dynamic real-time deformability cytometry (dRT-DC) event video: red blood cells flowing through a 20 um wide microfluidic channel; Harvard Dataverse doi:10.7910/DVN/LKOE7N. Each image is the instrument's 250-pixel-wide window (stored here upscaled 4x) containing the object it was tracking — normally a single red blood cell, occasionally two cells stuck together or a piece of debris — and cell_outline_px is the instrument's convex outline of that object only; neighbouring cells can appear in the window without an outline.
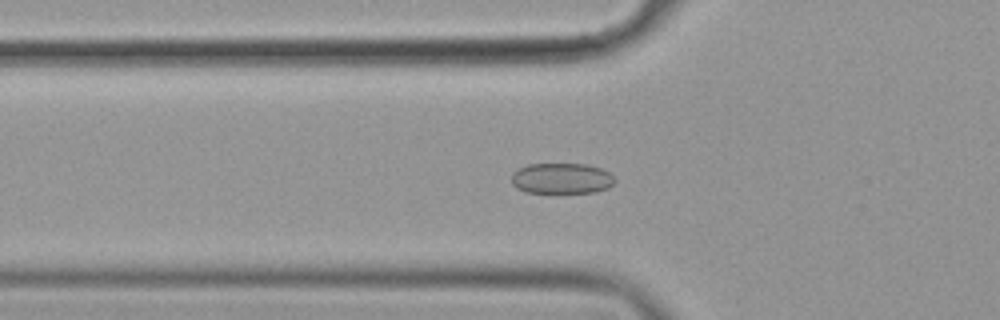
{"species": "common noctule bat (a hibernating species)", "species_latin": "Nyctalus noctula", "temperature_condition": "cold", "stored_images_in_passage": 46, "camera_frame_rate_fps": 3000, "um_per_image_px": 0.085, "animal": {"sex": "female", "body_mass_g": 19.9}, "frame": {"image": 1, "passage_image": 15, "time_ms": 4.667, "image_size_px": [1000, 320], "cell_outline_px": [[616, 180], [608, 188], [596, 192], [524, 192], [516, 188], [512, 184], [512, 172], [516, 168], [528, 164], [588, 164], [600, 168], [608, 172]], "centroid_in_image_um": [47.7, 15.15], "position_along_channel_um": 78.1, "area_um2": 18.55}}
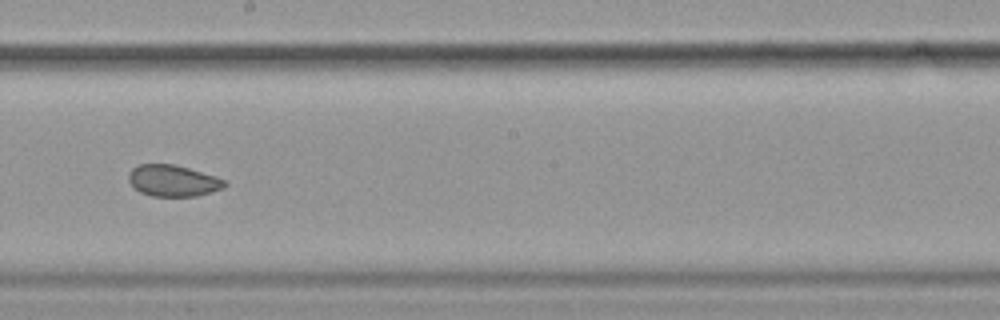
{"frame": {"image": 2, "passage_image": 28, "time_ms": 9.0, "image_size_px": [1000, 320], "cell_outline_px": [[228, 184], [224, 188], [196, 196], [152, 196], [140, 192], [132, 188], [128, 180], [128, 172], [132, 168], [140, 164], [176, 164], [216, 176], [224, 180]], "centroid_in_image_um": [14.68, 15.35], "position_along_channel_um": 233.5, "area_um2": 17.8}}
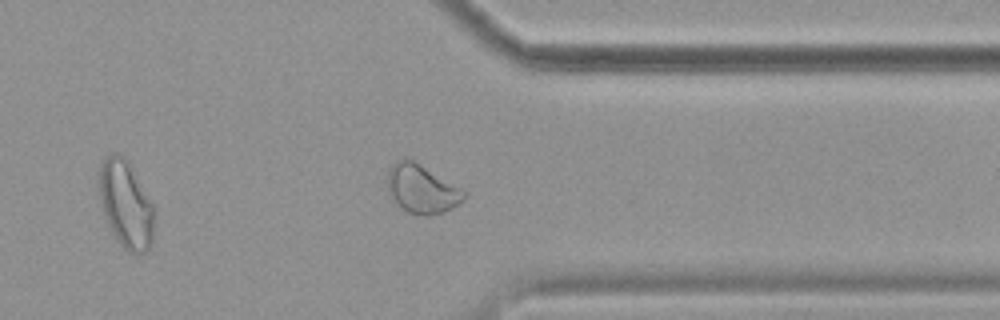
{"frame": {"image": 3, "passage_image": 40, "time_ms": 13.0, "image_size_px": [1000, 320], "cell_outline_px": [[468, 196], [464, 200], [452, 208], [428, 216], [424, 216], [408, 212], [388, 192], [388, 172], [392, 164], [396, 160], [412, 160], [420, 164], [468, 192]], "centroid_in_image_um": [35.9, 16.06], "position_along_channel_um": 375.5, "area_um2": 21.21}, "authors_computed_cell_mechanics": {"area_um2": 19.1029, "velocity_mm_per_s": 3.5885, "shape_relaxation_time_tau1_ms": null, "shape_relaxation_time_tau2_ms": 1.5395, "deformation_change_tau1": null, "deformation_change_tau2": 0.0484}}